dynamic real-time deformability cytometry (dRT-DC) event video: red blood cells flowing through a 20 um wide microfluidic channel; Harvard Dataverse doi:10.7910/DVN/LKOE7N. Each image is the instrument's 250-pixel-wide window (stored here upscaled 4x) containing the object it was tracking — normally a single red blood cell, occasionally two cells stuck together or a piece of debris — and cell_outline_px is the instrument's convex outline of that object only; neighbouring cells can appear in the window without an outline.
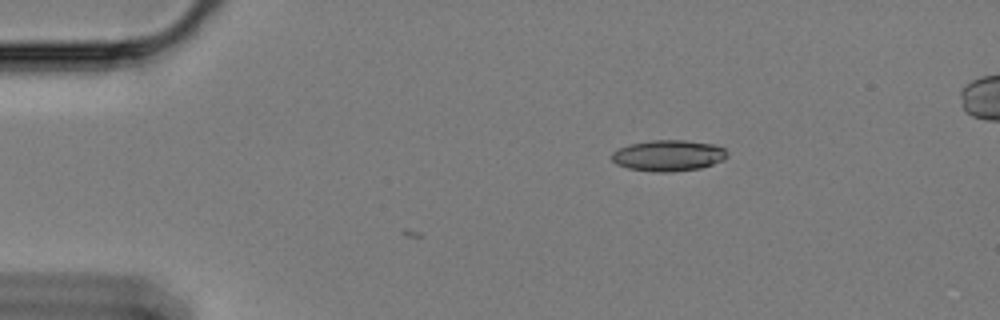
{"species": "Egyptian fruit bat (a non-hibernating species)", "species_latin": "Rousettus aegyptiacus", "temperature_condition": "cold", "stored_images_in_passage": 6, "camera_frame_rate_fps": 3000, "um_per_image_px": 0.085, "animal": {"sex": "female"}, "frame": {"image": 1, "passage_image": 6, "time_ms": 1.667, "image_size_px": [1000, 320], "cell_outline_px": [[728, 156], [724, 160], [700, 168], [672, 172], [652, 172], [628, 168], [616, 164], [612, 160], [612, 152], [628, 144], [652, 140], [684, 140], [716, 144], [724, 148], [728, 152]], "centroid_in_image_um": [56.83, 13.22], "position_along_channel_um": 28.2, "area_um2": 21.1}}